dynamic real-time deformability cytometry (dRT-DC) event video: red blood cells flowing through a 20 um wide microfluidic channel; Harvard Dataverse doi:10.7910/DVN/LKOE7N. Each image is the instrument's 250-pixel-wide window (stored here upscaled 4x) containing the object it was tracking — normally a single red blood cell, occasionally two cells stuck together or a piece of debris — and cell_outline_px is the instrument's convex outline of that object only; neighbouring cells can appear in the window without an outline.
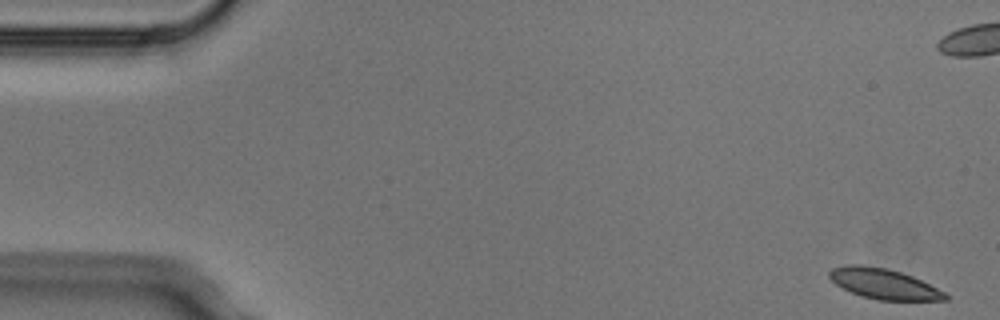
{"species": "Egyptian fruit bat (a non-hibernating species)", "species_latin": "Rousettus aegyptiacus", "temperature_condition": "cold", "stored_images_in_passage": 6, "camera_frame_rate_fps": 3000, "um_per_image_px": 0.085, "animal": {"sex": "male"}, "frame": {"image": 1, "passage_image": 1, "time_ms": 0.0, "image_size_px": [1000, 320], "cell_outline_px": [[948, 300], [880, 300], [860, 296], [836, 284], [828, 276], [828, 272], [832, 268], [848, 264], [864, 264], [888, 268], [912, 276], [944, 292], [948, 296]], "centroid_in_image_um": [75.08, 24.11], "position_along_channel_um": 9.9, "area_um2": 20.4}}
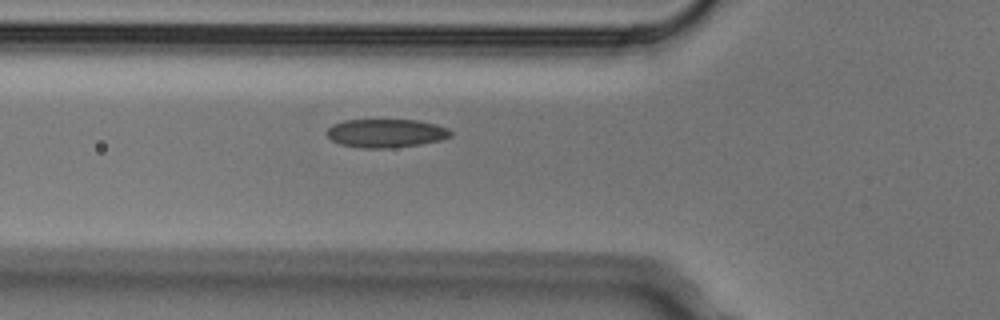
{"frame": {"image": 2, "passage_image": 6, "time_ms": 1.667, "image_size_px": [1000, 320], "cell_outline_px": [[452, 136], [440, 140], [420, 144], [388, 148], [360, 148], [340, 144], [332, 140], [324, 132], [332, 124], [344, 120], [416, 120], [436, 124], [448, 128], [452, 132]], "centroid_in_image_um": [32.79, 11.32], "position_along_channel_um": 93.0, "area_um2": 20.63}}